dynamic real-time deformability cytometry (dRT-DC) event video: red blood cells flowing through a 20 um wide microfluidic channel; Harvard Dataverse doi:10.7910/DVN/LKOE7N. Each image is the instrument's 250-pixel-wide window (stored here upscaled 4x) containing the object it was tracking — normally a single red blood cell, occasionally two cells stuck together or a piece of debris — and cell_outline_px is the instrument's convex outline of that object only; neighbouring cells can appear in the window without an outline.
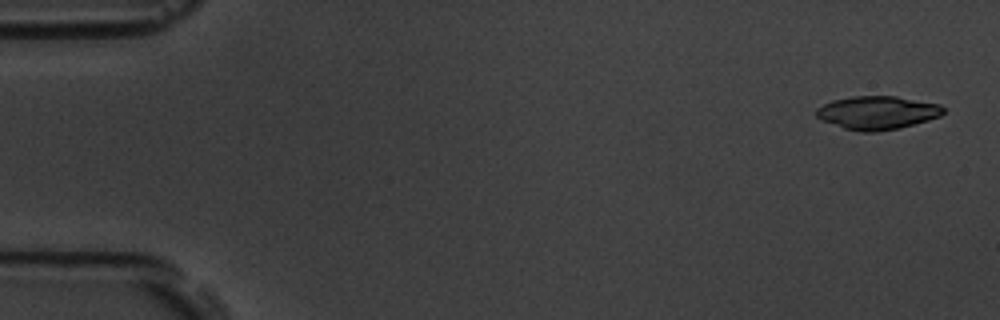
{"species": "common noctule bat (a hibernating species)", "species_latin": "Nyctalus noctula", "temperature_condition": "room temperature", "stored_images_in_passage": 6, "camera_frame_rate_fps": 3000, "um_per_image_px": 0.085, "animal": {"sex": "male", "body_mass_g": 19.5, "forearm_length_mm": 54.6}, "frame": {"image": 1, "passage_image": 1, "time_ms": 0.0, "image_size_px": [1000, 320], "cell_outline_px": [[944, 112], [940, 116], [928, 120], [900, 128], [876, 132], [860, 132], [844, 128], [820, 120], [816, 116], [816, 108], [832, 100], [852, 96], [896, 96], [940, 104], [944, 108]], "centroid_in_image_um": [74.56, 9.58], "position_along_channel_um": 10.4, "area_um2": 24.8}}
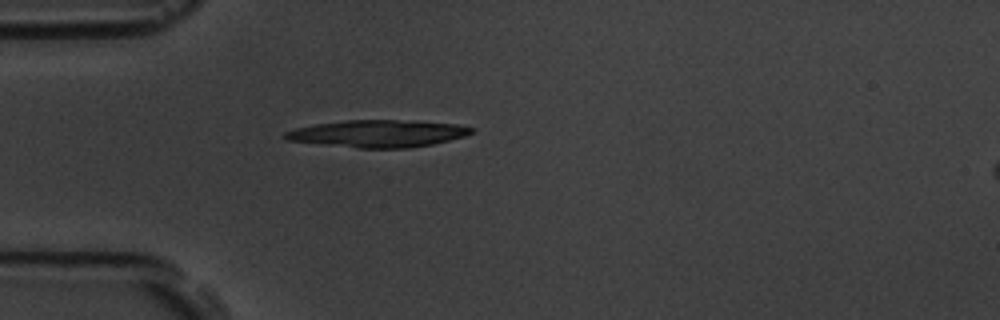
{"frame": {"image": 2, "passage_image": 5, "time_ms": 4.667, "image_size_px": [1000, 320], "cell_outline_px": [[476, 128], [472, 132], [464, 136], [432, 144], [408, 148], [360, 148], [288, 140], [284, 136], [284, 132], [296, 128], [316, 124], [344, 120], [396, 120], [456, 124]], "centroid_in_image_um": [32.14, 11.35], "position_along_channel_um": 52.9, "area_um2": 29.07}}